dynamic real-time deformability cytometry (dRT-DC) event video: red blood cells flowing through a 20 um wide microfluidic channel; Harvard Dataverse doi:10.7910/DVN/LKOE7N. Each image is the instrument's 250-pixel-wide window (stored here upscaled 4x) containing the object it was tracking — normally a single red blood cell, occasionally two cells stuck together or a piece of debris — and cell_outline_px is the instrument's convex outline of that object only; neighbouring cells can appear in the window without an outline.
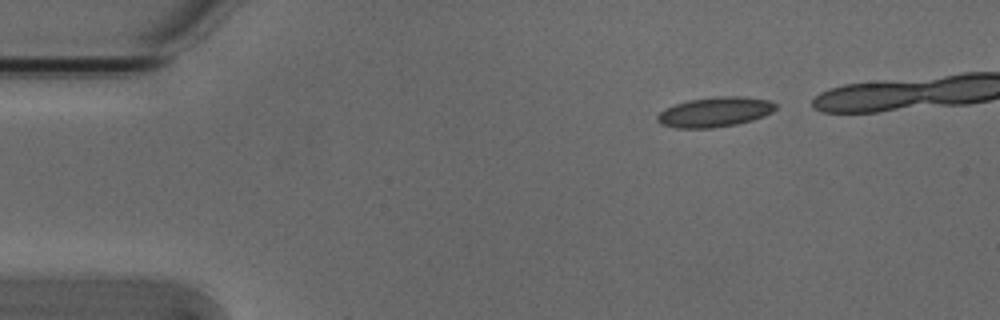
{"species": "Egyptian fruit bat (a non-hibernating species)", "species_latin": "Rousettus aegyptiacus", "temperature_condition": "cold", "stored_images_in_passage": 3, "camera_frame_rate_fps": 3000, "um_per_image_px": 0.085, "animal": {"sex": "male"}, "frame": {"image": 1, "passage_image": 1, "time_ms": 0.0, "image_size_px": [1000, 320], "cell_outline_px": [[776, 108], [772, 112], [764, 116], [752, 120], [736, 124], [712, 128], [676, 128], [660, 124], [656, 120], [656, 116], [664, 108], [688, 100], [716, 96], [740, 96], [768, 100], [776, 104]], "centroid_in_image_um": [60.73, 9.52], "position_along_channel_um": 24.3, "area_um2": 20.63}}